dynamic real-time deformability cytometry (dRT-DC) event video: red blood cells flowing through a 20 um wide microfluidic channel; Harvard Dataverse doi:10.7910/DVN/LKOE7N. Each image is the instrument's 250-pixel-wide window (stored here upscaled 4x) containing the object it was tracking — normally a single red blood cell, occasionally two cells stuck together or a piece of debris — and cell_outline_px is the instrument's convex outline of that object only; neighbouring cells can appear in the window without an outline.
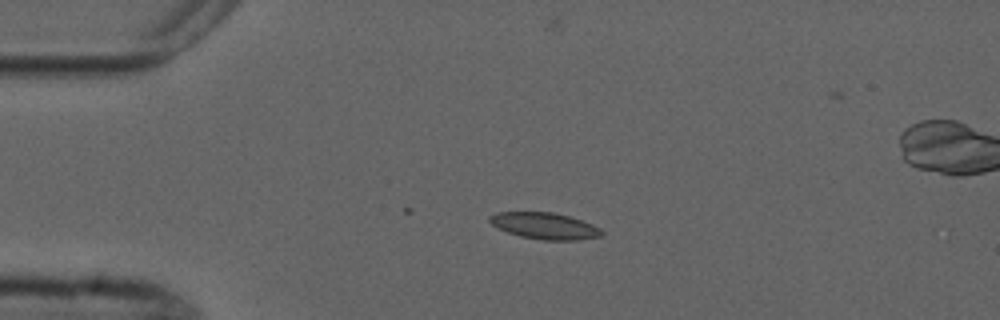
{"species": "common noctule bat (a hibernating species)", "species_latin": "Nyctalus noctula", "temperature_condition": "cold", "stored_images_in_passage": 4, "camera_frame_rate_fps": 3000, "um_per_image_px": 0.085, "animal": {"sex": "male", "forearm_length_mm": 52.5}, "frame": {"image": 1, "passage_image": 2, "time_ms": 1.333, "image_size_px": [1000, 320], "cell_outline_px": [[604, 232], [600, 236], [576, 240], [544, 240], [520, 236], [496, 228], [488, 220], [488, 216], [496, 212], [552, 212], [568, 216], [592, 224], [600, 228]], "centroid_in_image_um": [46.26, 19.19], "position_along_channel_um": 38.7, "area_um2": 17.22}}